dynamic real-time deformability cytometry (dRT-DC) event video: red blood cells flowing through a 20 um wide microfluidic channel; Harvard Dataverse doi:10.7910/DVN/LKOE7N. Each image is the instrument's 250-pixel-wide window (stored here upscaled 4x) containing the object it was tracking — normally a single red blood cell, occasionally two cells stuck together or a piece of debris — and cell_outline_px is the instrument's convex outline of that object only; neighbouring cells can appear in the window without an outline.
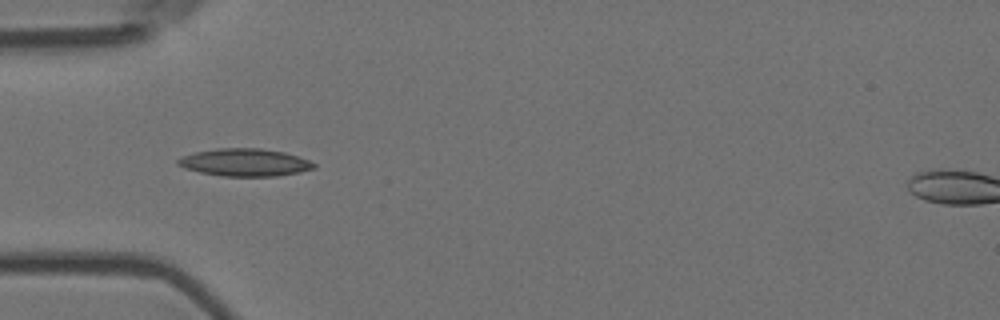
{"species": "Egyptian fruit bat (a non-hibernating species)", "species_latin": "Rousettus aegyptiacus", "temperature_condition": "room temperature", "stored_images_in_passage": 9, "camera_frame_rate_fps": 3000, "um_per_image_px": 0.085, "animal": {"sex": "female"}, "frame": {"image": 1, "passage_image": 4, "time_ms": 1.0, "image_size_px": [1000, 320], "cell_outline_px": [[316, 168], [276, 176], [220, 176], [200, 172], [184, 168], [176, 164], [176, 160], [180, 156], [196, 152], [216, 148], [260, 148], [284, 152], [308, 160], [316, 164]], "centroid_in_image_um": [20.75, 13.8], "position_along_channel_um": 64.2, "area_um2": 21.79}}
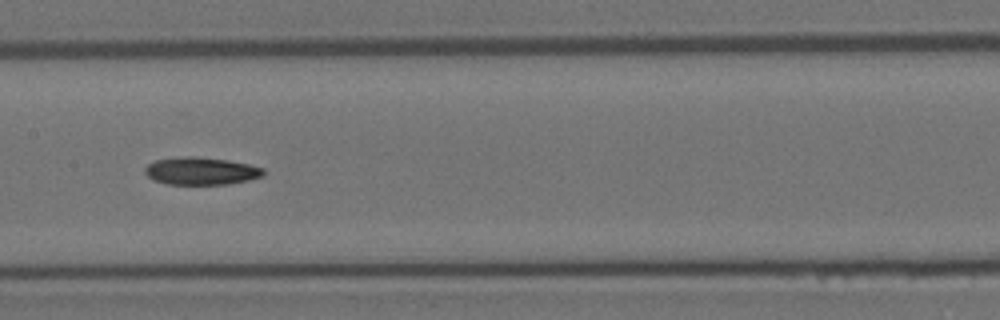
{"frame": {"image": 2, "passage_image": 7, "time_ms": 2.0, "image_size_px": [1000, 320], "cell_outline_px": [[264, 176], [248, 180], [228, 184], [168, 184], [152, 180], [144, 172], [144, 168], [148, 164], [156, 160], [184, 156], [196, 156], [228, 160], [248, 164], [264, 168]], "centroid_in_image_um": [17.09, 14.53], "position_along_channel_um": 190.3, "area_um2": 19.07}}
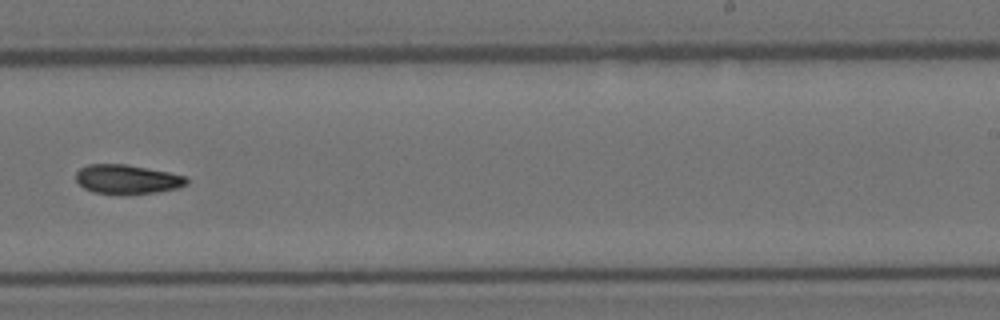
{"frame": {"image": 3, "passage_image": 9, "time_ms": 2.667, "image_size_px": [1000, 320], "cell_outline_px": [[188, 184], [180, 188], [156, 192], [120, 196], [92, 192], [84, 188], [76, 180], [76, 172], [80, 168], [88, 164], [124, 164], [168, 172], [184, 176], [188, 180]], "centroid_in_image_um": [10.79, 15.27], "position_along_channel_um": 278.2, "area_um2": 19.19}}